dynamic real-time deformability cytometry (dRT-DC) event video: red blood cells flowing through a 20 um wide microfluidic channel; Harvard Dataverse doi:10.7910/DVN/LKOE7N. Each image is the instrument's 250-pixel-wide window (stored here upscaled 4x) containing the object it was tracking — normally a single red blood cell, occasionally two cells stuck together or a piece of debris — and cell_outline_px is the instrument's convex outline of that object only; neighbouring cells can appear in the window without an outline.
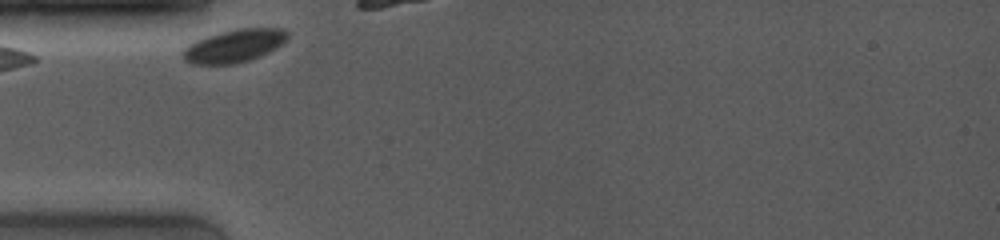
{"species": "common noctule bat (a hibernating species)", "species_latin": "Nyctalus noctula", "temperature_condition": "room temperature", "stored_images_in_passage": 16, "camera_frame_rate_fps": 4000, "um_per_image_px": 0.085, "animal": {"sex": "female", "body_mass_g": 19.0, "forearm_length_mm": 53.3}, "frame": {"image": 1, "passage_image": 1, "time_ms": 0.0, "image_size_px": [1000, 240], "cell_outline_px": [[288, 40], [276, 48], [268, 52], [248, 60], [232, 64], [192, 64], [184, 60], [180, 52], [188, 44], [196, 40], [220, 32], [236, 28], [280, 28], [288, 32]], "centroid_in_image_um": [19.88, 3.89], "position_along_channel_um": 65.1, "area_um2": 20.11}}